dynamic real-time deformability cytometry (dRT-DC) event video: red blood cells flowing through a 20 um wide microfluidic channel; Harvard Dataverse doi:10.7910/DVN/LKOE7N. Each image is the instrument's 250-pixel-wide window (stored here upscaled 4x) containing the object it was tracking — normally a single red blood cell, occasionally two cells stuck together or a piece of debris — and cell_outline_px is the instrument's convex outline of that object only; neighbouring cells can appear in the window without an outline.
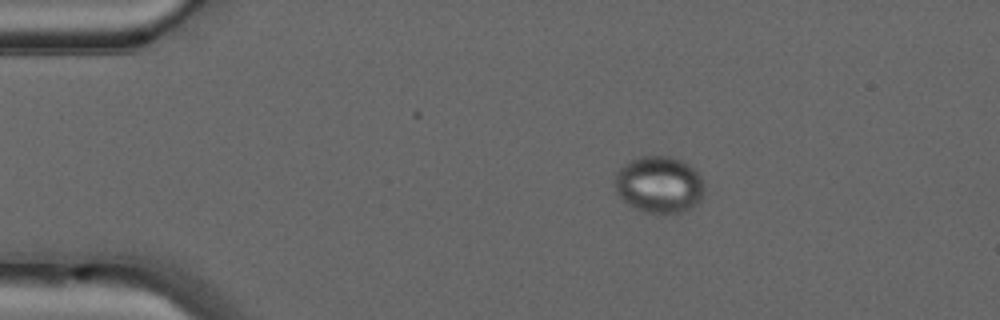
{"species": "common noctule bat (a hibernating species)", "species_latin": "Nyctalus noctula", "temperature_condition": "warm", "stored_images_in_passage": 16, "camera_frame_rate_fps": 3000, "um_per_image_px": 0.085, "animal": {"sex": "male", "forearm_length_mm": 52.5}, "frame": {"image": 1, "passage_image": 1, "time_ms": 0.0, "image_size_px": [1000, 320], "cell_outline_px": [[704, 192], [700, 200], [692, 208], [684, 212], [644, 212], [628, 204], [616, 192], [616, 172], [628, 160], [640, 156], [668, 156], [680, 160], [688, 164], [700, 176], [704, 184]], "centroid_in_image_um": [56.03, 15.68], "position_along_channel_um": 29.0, "area_um2": 29.42}}